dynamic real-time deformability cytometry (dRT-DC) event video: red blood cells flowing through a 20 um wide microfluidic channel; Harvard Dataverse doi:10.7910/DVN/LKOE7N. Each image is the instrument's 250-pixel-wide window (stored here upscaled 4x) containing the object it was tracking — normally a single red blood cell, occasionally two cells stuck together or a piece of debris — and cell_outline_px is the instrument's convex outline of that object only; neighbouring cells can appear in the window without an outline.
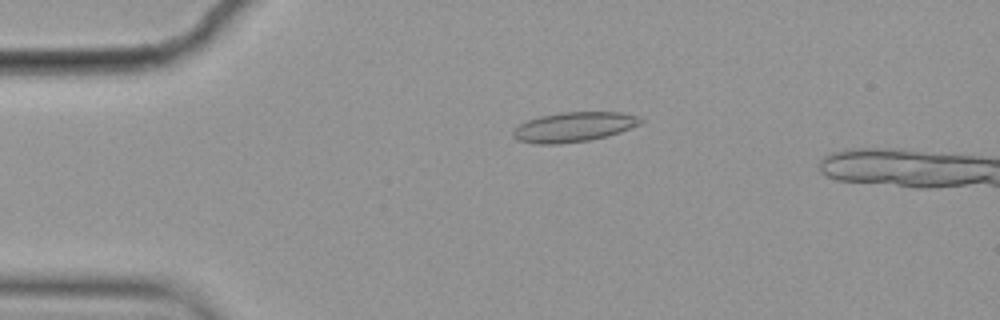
{"species": "common noctule bat (a hibernating species)", "species_latin": "Nyctalus noctula", "temperature_condition": "cold", "stored_images_in_passage": 4, "camera_frame_rate_fps": 3000, "um_per_image_px": 0.085, "animal": {"sex": "female", "body_mass_g": 19.9}, "frame": {"image": 1, "passage_image": 3, "time_ms": 0.667, "image_size_px": [1000, 320], "cell_outline_px": [[644, 120], [640, 124], [620, 132], [608, 136], [588, 140], [560, 144], [536, 144], [516, 140], [512, 136], [512, 132], [520, 124], [528, 120], [540, 116], [564, 112], [620, 112], [636, 116]], "centroid_in_image_um": [48.76, 10.8], "position_along_channel_um": 36.2, "area_um2": 22.02}}